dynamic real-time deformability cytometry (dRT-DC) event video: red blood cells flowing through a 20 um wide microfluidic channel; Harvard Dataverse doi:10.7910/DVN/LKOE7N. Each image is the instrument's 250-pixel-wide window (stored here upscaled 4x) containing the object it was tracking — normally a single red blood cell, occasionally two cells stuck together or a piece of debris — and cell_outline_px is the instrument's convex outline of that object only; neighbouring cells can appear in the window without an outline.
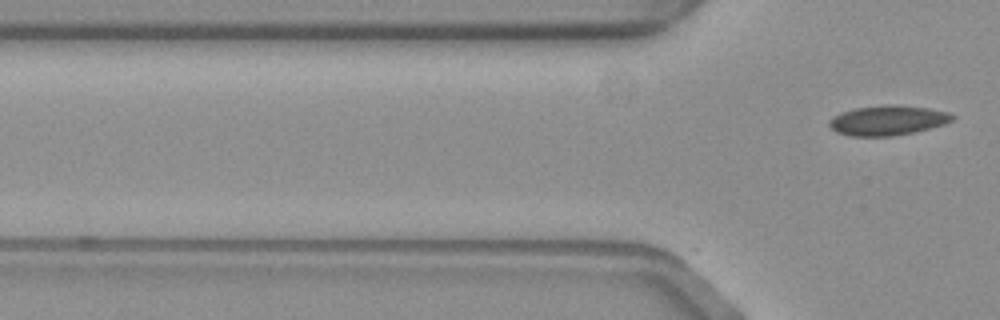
{"species": "common noctule bat (a hibernating species)", "species_latin": "Nyctalus noctula", "temperature_condition": "warm", "stored_images_in_passage": 5, "camera_frame_rate_fps": 3000, "um_per_image_px": 0.085, "animal": {"sex": "female", "body_mass_g": 19.3, "forearm_length_mm": 54.1}, "frame": {"image": 1, "passage_image": 5, "time_ms": 1.333, "image_size_px": [1000, 320], "cell_outline_px": [[956, 116], [952, 120], [944, 124], [916, 132], [892, 136], [852, 136], [836, 132], [828, 124], [828, 120], [832, 116], [840, 112], [856, 108], [888, 104], [892, 104], [928, 108], [948, 112]], "centroid_in_image_um": [75.44, 10.23], "position_along_channel_um": 50.4, "area_um2": 21.5}}